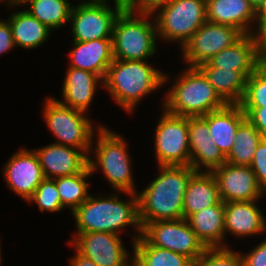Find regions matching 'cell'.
Masks as SVG:
<instances>
[{
    "instance_id": "4fadbf2b",
    "label": "cell",
    "mask_w": 266,
    "mask_h": 266,
    "mask_svg": "<svg viewBox=\"0 0 266 266\" xmlns=\"http://www.w3.org/2000/svg\"><path fill=\"white\" fill-rule=\"evenodd\" d=\"M71 246L98 266H131L133 255L124 247L120 235L110 232L74 233ZM130 262V263H129Z\"/></svg>"
},
{
    "instance_id": "1f68e13d",
    "label": "cell",
    "mask_w": 266,
    "mask_h": 266,
    "mask_svg": "<svg viewBox=\"0 0 266 266\" xmlns=\"http://www.w3.org/2000/svg\"><path fill=\"white\" fill-rule=\"evenodd\" d=\"M241 107L266 106V63H263L246 80V90Z\"/></svg>"
},
{
    "instance_id": "8992f818",
    "label": "cell",
    "mask_w": 266,
    "mask_h": 266,
    "mask_svg": "<svg viewBox=\"0 0 266 266\" xmlns=\"http://www.w3.org/2000/svg\"><path fill=\"white\" fill-rule=\"evenodd\" d=\"M149 18L153 14L121 11L113 26V59L148 60L156 53V23Z\"/></svg>"
},
{
    "instance_id": "f546056e",
    "label": "cell",
    "mask_w": 266,
    "mask_h": 266,
    "mask_svg": "<svg viewBox=\"0 0 266 266\" xmlns=\"http://www.w3.org/2000/svg\"><path fill=\"white\" fill-rule=\"evenodd\" d=\"M25 4H29L25 10L51 30L68 23L73 9L68 0H28Z\"/></svg>"
},
{
    "instance_id": "ac0fdd59",
    "label": "cell",
    "mask_w": 266,
    "mask_h": 266,
    "mask_svg": "<svg viewBox=\"0 0 266 266\" xmlns=\"http://www.w3.org/2000/svg\"><path fill=\"white\" fill-rule=\"evenodd\" d=\"M206 18L211 23L234 27L243 35L257 31V11L247 0H206Z\"/></svg>"
},
{
    "instance_id": "603a6c76",
    "label": "cell",
    "mask_w": 266,
    "mask_h": 266,
    "mask_svg": "<svg viewBox=\"0 0 266 266\" xmlns=\"http://www.w3.org/2000/svg\"><path fill=\"white\" fill-rule=\"evenodd\" d=\"M202 117L208 123L213 142L227 156L233 147L237 128L246 119L242 107L240 104H227Z\"/></svg>"
},
{
    "instance_id": "2e32d148",
    "label": "cell",
    "mask_w": 266,
    "mask_h": 266,
    "mask_svg": "<svg viewBox=\"0 0 266 266\" xmlns=\"http://www.w3.org/2000/svg\"><path fill=\"white\" fill-rule=\"evenodd\" d=\"M190 166L197 172H212L226 162V156L213 142L207 121L188 117Z\"/></svg>"
},
{
    "instance_id": "7bdbcfd3",
    "label": "cell",
    "mask_w": 266,
    "mask_h": 266,
    "mask_svg": "<svg viewBox=\"0 0 266 266\" xmlns=\"http://www.w3.org/2000/svg\"><path fill=\"white\" fill-rule=\"evenodd\" d=\"M27 1L28 0H4V3H7V6L16 8L17 6L25 5Z\"/></svg>"
},
{
    "instance_id": "d4e9b609",
    "label": "cell",
    "mask_w": 266,
    "mask_h": 266,
    "mask_svg": "<svg viewBox=\"0 0 266 266\" xmlns=\"http://www.w3.org/2000/svg\"><path fill=\"white\" fill-rule=\"evenodd\" d=\"M222 202L217 182L212 172H195L190 178L183 200V217Z\"/></svg>"
},
{
    "instance_id": "bcb514c9",
    "label": "cell",
    "mask_w": 266,
    "mask_h": 266,
    "mask_svg": "<svg viewBox=\"0 0 266 266\" xmlns=\"http://www.w3.org/2000/svg\"><path fill=\"white\" fill-rule=\"evenodd\" d=\"M109 0H82L81 2H78V3H82V4H88V3H105Z\"/></svg>"
},
{
    "instance_id": "7c38bea8",
    "label": "cell",
    "mask_w": 266,
    "mask_h": 266,
    "mask_svg": "<svg viewBox=\"0 0 266 266\" xmlns=\"http://www.w3.org/2000/svg\"><path fill=\"white\" fill-rule=\"evenodd\" d=\"M121 13L119 8H112L109 2L74 5L69 22L73 40L90 41L112 38L113 26Z\"/></svg>"
},
{
    "instance_id": "277c9868",
    "label": "cell",
    "mask_w": 266,
    "mask_h": 266,
    "mask_svg": "<svg viewBox=\"0 0 266 266\" xmlns=\"http://www.w3.org/2000/svg\"><path fill=\"white\" fill-rule=\"evenodd\" d=\"M179 75L161 104L167 112L183 117H198L227 105L198 68L186 67Z\"/></svg>"
},
{
    "instance_id": "9a60e30c",
    "label": "cell",
    "mask_w": 266,
    "mask_h": 266,
    "mask_svg": "<svg viewBox=\"0 0 266 266\" xmlns=\"http://www.w3.org/2000/svg\"><path fill=\"white\" fill-rule=\"evenodd\" d=\"M2 169L7 187L26 202L45 178L34 150L19 149Z\"/></svg>"
},
{
    "instance_id": "5b68a950",
    "label": "cell",
    "mask_w": 266,
    "mask_h": 266,
    "mask_svg": "<svg viewBox=\"0 0 266 266\" xmlns=\"http://www.w3.org/2000/svg\"><path fill=\"white\" fill-rule=\"evenodd\" d=\"M97 133V134H96ZM93 159L88 157L91 174L101 170L112 189L118 192L137 193L133 184L131 158L124 137L101 125L96 131ZM95 156V157H94ZM99 168V169H98Z\"/></svg>"
},
{
    "instance_id": "6da1fadb",
    "label": "cell",
    "mask_w": 266,
    "mask_h": 266,
    "mask_svg": "<svg viewBox=\"0 0 266 266\" xmlns=\"http://www.w3.org/2000/svg\"><path fill=\"white\" fill-rule=\"evenodd\" d=\"M158 169V176L142 192H137L142 228L150 222L184 219V195L196 171L190 165Z\"/></svg>"
},
{
    "instance_id": "d6a6232c",
    "label": "cell",
    "mask_w": 266,
    "mask_h": 266,
    "mask_svg": "<svg viewBox=\"0 0 266 266\" xmlns=\"http://www.w3.org/2000/svg\"><path fill=\"white\" fill-rule=\"evenodd\" d=\"M27 203H35L39 210L51 213L60 212L64 209L61 204L55 179L49 178L42 180Z\"/></svg>"
},
{
    "instance_id": "f1b7e54d",
    "label": "cell",
    "mask_w": 266,
    "mask_h": 266,
    "mask_svg": "<svg viewBox=\"0 0 266 266\" xmlns=\"http://www.w3.org/2000/svg\"><path fill=\"white\" fill-rule=\"evenodd\" d=\"M261 140V134L246 118L237 128L234 144L226 156V162L237 166H250Z\"/></svg>"
},
{
    "instance_id": "836d02e7",
    "label": "cell",
    "mask_w": 266,
    "mask_h": 266,
    "mask_svg": "<svg viewBox=\"0 0 266 266\" xmlns=\"http://www.w3.org/2000/svg\"><path fill=\"white\" fill-rule=\"evenodd\" d=\"M194 266H244L242 256L230 247H207Z\"/></svg>"
},
{
    "instance_id": "5bb4252c",
    "label": "cell",
    "mask_w": 266,
    "mask_h": 266,
    "mask_svg": "<svg viewBox=\"0 0 266 266\" xmlns=\"http://www.w3.org/2000/svg\"><path fill=\"white\" fill-rule=\"evenodd\" d=\"M212 174L224 203L256 201L266 194L258 185L250 166H237L225 162L213 170Z\"/></svg>"
},
{
    "instance_id": "74e56055",
    "label": "cell",
    "mask_w": 266,
    "mask_h": 266,
    "mask_svg": "<svg viewBox=\"0 0 266 266\" xmlns=\"http://www.w3.org/2000/svg\"><path fill=\"white\" fill-rule=\"evenodd\" d=\"M15 48L12 30L8 20H0V55Z\"/></svg>"
},
{
    "instance_id": "7402d4cb",
    "label": "cell",
    "mask_w": 266,
    "mask_h": 266,
    "mask_svg": "<svg viewBox=\"0 0 266 266\" xmlns=\"http://www.w3.org/2000/svg\"><path fill=\"white\" fill-rule=\"evenodd\" d=\"M103 80L96 74L68 67L62 87V100L56 99L64 106L86 112L96 95L97 85Z\"/></svg>"
},
{
    "instance_id": "7a4b0ae2",
    "label": "cell",
    "mask_w": 266,
    "mask_h": 266,
    "mask_svg": "<svg viewBox=\"0 0 266 266\" xmlns=\"http://www.w3.org/2000/svg\"><path fill=\"white\" fill-rule=\"evenodd\" d=\"M118 193L109 196H90L72 214L77 232H110L120 235L127 226H135L134 243L142 235V225L139 219L137 193H128L129 200L120 199ZM131 197V198H130Z\"/></svg>"
},
{
    "instance_id": "7dc6e473",
    "label": "cell",
    "mask_w": 266,
    "mask_h": 266,
    "mask_svg": "<svg viewBox=\"0 0 266 266\" xmlns=\"http://www.w3.org/2000/svg\"><path fill=\"white\" fill-rule=\"evenodd\" d=\"M0 242H1V241H0ZM0 244H1V243H0ZM1 249H2V248H1V245H0V265H1V263H2Z\"/></svg>"
},
{
    "instance_id": "ab89813d",
    "label": "cell",
    "mask_w": 266,
    "mask_h": 266,
    "mask_svg": "<svg viewBox=\"0 0 266 266\" xmlns=\"http://www.w3.org/2000/svg\"><path fill=\"white\" fill-rule=\"evenodd\" d=\"M255 35L257 37L260 58L263 63H266V19H257Z\"/></svg>"
},
{
    "instance_id": "4316f807",
    "label": "cell",
    "mask_w": 266,
    "mask_h": 266,
    "mask_svg": "<svg viewBox=\"0 0 266 266\" xmlns=\"http://www.w3.org/2000/svg\"><path fill=\"white\" fill-rule=\"evenodd\" d=\"M7 20L10 23L15 46L23 49H36L50 36L51 29L26 10L13 12Z\"/></svg>"
},
{
    "instance_id": "3957f363",
    "label": "cell",
    "mask_w": 266,
    "mask_h": 266,
    "mask_svg": "<svg viewBox=\"0 0 266 266\" xmlns=\"http://www.w3.org/2000/svg\"><path fill=\"white\" fill-rule=\"evenodd\" d=\"M147 62L114 59L107 69L102 87L127 113H133L142 98L168 83V75Z\"/></svg>"
},
{
    "instance_id": "4dcf8cb0",
    "label": "cell",
    "mask_w": 266,
    "mask_h": 266,
    "mask_svg": "<svg viewBox=\"0 0 266 266\" xmlns=\"http://www.w3.org/2000/svg\"><path fill=\"white\" fill-rule=\"evenodd\" d=\"M92 176L89 166L81 173L55 178V184L60 196L62 207L70 208L73 213L83 202H85L90 193L87 178Z\"/></svg>"
},
{
    "instance_id": "b9f144b4",
    "label": "cell",
    "mask_w": 266,
    "mask_h": 266,
    "mask_svg": "<svg viewBox=\"0 0 266 266\" xmlns=\"http://www.w3.org/2000/svg\"><path fill=\"white\" fill-rule=\"evenodd\" d=\"M138 0H114V7L121 11H132L136 13V3Z\"/></svg>"
},
{
    "instance_id": "e575fe53",
    "label": "cell",
    "mask_w": 266,
    "mask_h": 266,
    "mask_svg": "<svg viewBox=\"0 0 266 266\" xmlns=\"http://www.w3.org/2000/svg\"><path fill=\"white\" fill-rule=\"evenodd\" d=\"M250 167L255 173L258 185L266 193V138L259 142Z\"/></svg>"
},
{
    "instance_id": "60d3db41",
    "label": "cell",
    "mask_w": 266,
    "mask_h": 266,
    "mask_svg": "<svg viewBox=\"0 0 266 266\" xmlns=\"http://www.w3.org/2000/svg\"><path fill=\"white\" fill-rule=\"evenodd\" d=\"M76 254L69 259V266H98L93 260L83 256L77 250Z\"/></svg>"
},
{
    "instance_id": "484cf974",
    "label": "cell",
    "mask_w": 266,
    "mask_h": 266,
    "mask_svg": "<svg viewBox=\"0 0 266 266\" xmlns=\"http://www.w3.org/2000/svg\"><path fill=\"white\" fill-rule=\"evenodd\" d=\"M227 104H240L246 90V78L239 72L214 67L210 62L197 67Z\"/></svg>"
},
{
    "instance_id": "30bf717a",
    "label": "cell",
    "mask_w": 266,
    "mask_h": 266,
    "mask_svg": "<svg viewBox=\"0 0 266 266\" xmlns=\"http://www.w3.org/2000/svg\"><path fill=\"white\" fill-rule=\"evenodd\" d=\"M142 236L152 245L168 249L196 261L206 246L191 229L186 219L147 223Z\"/></svg>"
},
{
    "instance_id": "44dd1931",
    "label": "cell",
    "mask_w": 266,
    "mask_h": 266,
    "mask_svg": "<svg viewBox=\"0 0 266 266\" xmlns=\"http://www.w3.org/2000/svg\"><path fill=\"white\" fill-rule=\"evenodd\" d=\"M257 201L225 203V234L245 238L266 231V217Z\"/></svg>"
},
{
    "instance_id": "83f0119b",
    "label": "cell",
    "mask_w": 266,
    "mask_h": 266,
    "mask_svg": "<svg viewBox=\"0 0 266 266\" xmlns=\"http://www.w3.org/2000/svg\"><path fill=\"white\" fill-rule=\"evenodd\" d=\"M135 266H194L190 258L168 249L152 246L142 235L133 243Z\"/></svg>"
},
{
    "instance_id": "f35d334b",
    "label": "cell",
    "mask_w": 266,
    "mask_h": 266,
    "mask_svg": "<svg viewBox=\"0 0 266 266\" xmlns=\"http://www.w3.org/2000/svg\"><path fill=\"white\" fill-rule=\"evenodd\" d=\"M170 0H138L136 13L153 14L161 7L168 4Z\"/></svg>"
},
{
    "instance_id": "ba28073f",
    "label": "cell",
    "mask_w": 266,
    "mask_h": 266,
    "mask_svg": "<svg viewBox=\"0 0 266 266\" xmlns=\"http://www.w3.org/2000/svg\"><path fill=\"white\" fill-rule=\"evenodd\" d=\"M154 14L158 37L182 48L207 21L206 0H170Z\"/></svg>"
},
{
    "instance_id": "8fae6325",
    "label": "cell",
    "mask_w": 266,
    "mask_h": 266,
    "mask_svg": "<svg viewBox=\"0 0 266 266\" xmlns=\"http://www.w3.org/2000/svg\"><path fill=\"white\" fill-rule=\"evenodd\" d=\"M242 36L234 27L206 21L181 48L183 60L188 67L197 68Z\"/></svg>"
},
{
    "instance_id": "ee69618b",
    "label": "cell",
    "mask_w": 266,
    "mask_h": 266,
    "mask_svg": "<svg viewBox=\"0 0 266 266\" xmlns=\"http://www.w3.org/2000/svg\"><path fill=\"white\" fill-rule=\"evenodd\" d=\"M258 12L260 8L265 4L266 0H247Z\"/></svg>"
},
{
    "instance_id": "cb8c5ba5",
    "label": "cell",
    "mask_w": 266,
    "mask_h": 266,
    "mask_svg": "<svg viewBox=\"0 0 266 266\" xmlns=\"http://www.w3.org/2000/svg\"><path fill=\"white\" fill-rule=\"evenodd\" d=\"M191 229L206 247H228L225 244V203L209 206L188 219Z\"/></svg>"
},
{
    "instance_id": "d6986e66",
    "label": "cell",
    "mask_w": 266,
    "mask_h": 266,
    "mask_svg": "<svg viewBox=\"0 0 266 266\" xmlns=\"http://www.w3.org/2000/svg\"><path fill=\"white\" fill-rule=\"evenodd\" d=\"M214 67L239 71L246 79L262 64L255 34H244L232 46L217 53L210 61Z\"/></svg>"
},
{
    "instance_id": "9c48e42d",
    "label": "cell",
    "mask_w": 266,
    "mask_h": 266,
    "mask_svg": "<svg viewBox=\"0 0 266 266\" xmlns=\"http://www.w3.org/2000/svg\"><path fill=\"white\" fill-rule=\"evenodd\" d=\"M162 110L154 141L158 165H190L188 117L171 114L164 108Z\"/></svg>"
},
{
    "instance_id": "f6af8a7d",
    "label": "cell",
    "mask_w": 266,
    "mask_h": 266,
    "mask_svg": "<svg viewBox=\"0 0 266 266\" xmlns=\"http://www.w3.org/2000/svg\"><path fill=\"white\" fill-rule=\"evenodd\" d=\"M257 19H266V2L257 12Z\"/></svg>"
},
{
    "instance_id": "ffe728a7",
    "label": "cell",
    "mask_w": 266,
    "mask_h": 266,
    "mask_svg": "<svg viewBox=\"0 0 266 266\" xmlns=\"http://www.w3.org/2000/svg\"><path fill=\"white\" fill-rule=\"evenodd\" d=\"M73 45L74 49L69 52V67L92 72L104 80L107 69L114 60L112 38L85 42L73 40Z\"/></svg>"
},
{
    "instance_id": "8d00e7d4",
    "label": "cell",
    "mask_w": 266,
    "mask_h": 266,
    "mask_svg": "<svg viewBox=\"0 0 266 266\" xmlns=\"http://www.w3.org/2000/svg\"><path fill=\"white\" fill-rule=\"evenodd\" d=\"M244 266H266V240L261 241L260 244L246 252L241 254Z\"/></svg>"
},
{
    "instance_id": "52a82bcc",
    "label": "cell",
    "mask_w": 266,
    "mask_h": 266,
    "mask_svg": "<svg viewBox=\"0 0 266 266\" xmlns=\"http://www.w3.org/2000/svg\"><path fill=\"white\" fill-rule=\"evenodd\" d=\"M44 103L43 118L48 129L58 139L54 143L74 147L89 157L94 141L92 139L100 125L93 127L85 112L64 106L55 98L47 96Z\"/></svg>"
},
{
    "instance_id": "d590c367",
    "label": "cell",
    "mask_w": 266,
    "mask_h": 266,
    "mask_svg": "<svg viewBox=\"0 0 266 266\" xmlns=\"http://www.w3.org/2000/svg\"><path fill=\"white\" fill-rule=\"evenodd\" d=\"M246 118L254 125L261 134L266 138V106L264 107H242Z\"/></svg>"
},
{
    "instance_id": "e0dca14e",
    "label": "cell",
    "mask_w": 266,
    "mask_h": 266,
    "mask_svg": "<svg viewBox=\"0 0 266 266\" xmlns=\"http://www.w3.org/2000/svg\"><path fill=\"white\" fill-rule=\"evenodd\" d=\"M33 150L38 157L45 178L55 179L75 175L88 166V157L74 147L51 143Z\"/></svg>"
}]
</instances>
